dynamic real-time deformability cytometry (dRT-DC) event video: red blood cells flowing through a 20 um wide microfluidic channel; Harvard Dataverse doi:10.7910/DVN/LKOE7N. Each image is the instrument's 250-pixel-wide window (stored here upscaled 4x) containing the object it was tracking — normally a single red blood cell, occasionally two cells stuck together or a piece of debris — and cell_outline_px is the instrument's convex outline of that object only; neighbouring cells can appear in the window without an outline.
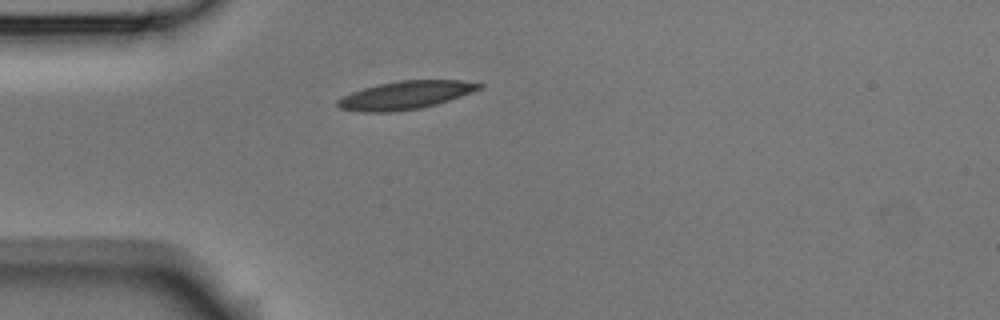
{"species": "Egyptian fruit bat (a non-hibernating species)", "species_latin": "Rousettus aegyptiacus", "temperature_condition": "room temperature", "stored_images_in_passage": 6, "camera_frame_rate_fps": 3000, "um_per_image_px": 0.085, "animal": {"sex": "male"}, "frame": {"image": 1, "passage_image": 6, "time_ms": 1.667, "image_size_px": [1000, 320], "cell_outline_px": [[484, 84], [480, 88], [460, 96], [436, 104], [420, 108], [392, 112], [364, 112], [340, 108], [336, 104], [336, 100], [352, 92], [364, 88], [380, 84], [400, 80], [460, 80]], "centroid_in_image_um": [34.44, 8.09], "position_along_channel_um": 50.6, "area_um2": 22.83}}